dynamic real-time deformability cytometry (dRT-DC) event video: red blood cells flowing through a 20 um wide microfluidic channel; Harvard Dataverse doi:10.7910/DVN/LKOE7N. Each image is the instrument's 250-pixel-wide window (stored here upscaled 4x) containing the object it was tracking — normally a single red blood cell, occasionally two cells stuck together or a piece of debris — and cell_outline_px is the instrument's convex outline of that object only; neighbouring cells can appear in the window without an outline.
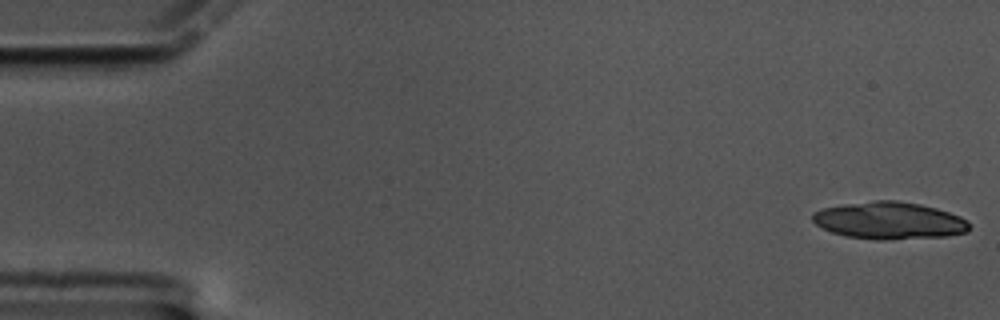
{"species": "common noctule bat (a hibernating species)", "species_latin": "Nyctalus noctula", "temperature_condition": "cold", "stored_images_in_passage": 17, "camera_frame_rate_fps": 3000, "um_per_image_px": 0.085, "animal": {"sex": "male", "body_mass_g": 17.5, "forearm_length_mm": 52.3}, "frame": {"image": 1, "passage_image": 1, "time_ms": 0.0, "image_size_px": [1000, 320], "cell_outline_px": [[968, 232], [944, 236], [884, 240], [876, 240], [844, 236], [832, 232], [816, 224], [812, 220], [812, 212], [824, 208], [844, 204], [876, 200], [896, 200], [920, 204], [936, 208], [960, 216], [968, 220]], "centroid_in_image_um": [75.57, 18.75], "position_along_channel_um": 9.4, "area_um2": 33.93}}